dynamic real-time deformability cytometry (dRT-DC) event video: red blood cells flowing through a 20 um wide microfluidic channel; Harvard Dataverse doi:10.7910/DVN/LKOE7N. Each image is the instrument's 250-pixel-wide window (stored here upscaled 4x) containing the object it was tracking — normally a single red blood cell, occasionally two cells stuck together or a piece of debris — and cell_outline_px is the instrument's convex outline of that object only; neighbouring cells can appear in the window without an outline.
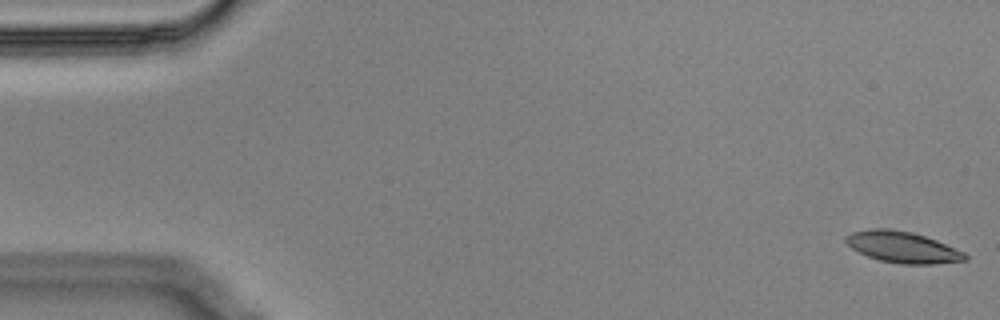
{"species": "Egyptian fruit bat (a non-hibernating species)", "species_latin": "Rousettus aegyptiacus", "temperature_condition": "cold", "stored_images_in_passage": 56, "camera_frame_rate_fps": 3000, "um_per_image_px": 0.085, "animal": {"sex": "male"}, "frame": {"image": 1, "passage_image": 1, "time_ms": 0.0, "image_size_px": [1000, 320], "cell_outline_px": [[968, 260], [932, 264], [900, 264], [880, 260], [868, 256], [852, 248], [844, 240], [844, 236], [852, 232], [872, 228], [888, 228], [912, 232], [936, 240], [964, 252], [968, 256]], "centroid_in_image_um": [76.71, 21.0], "position_along_channel_um": 8.3, "area_um2": 21.62}}
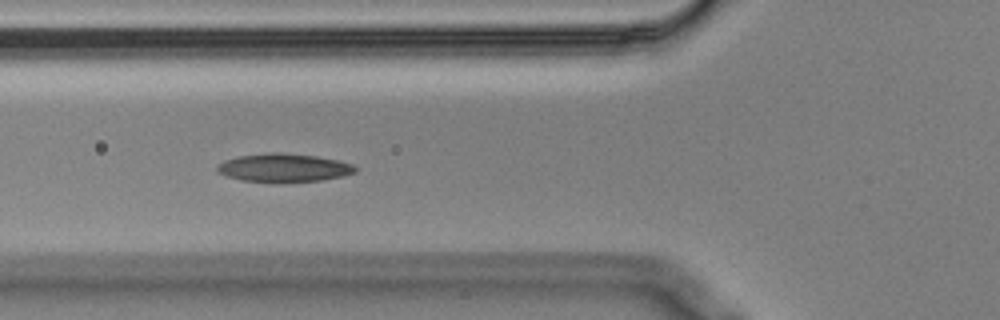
{"frame": {"image": 2, "passage_image": 20, "time_ms": 6.333, "image_size_px": [1000, 320], "cell_outline_px": [[356, 172], [340, 176], [320, 180], [276, 184], [272, 184], [240, 180], [216, 172], [216, 164], [224, 160], [236, 156], [268, 152], [280, 152], [316, 156], [336, 160], [352, 164], [356, 168]], "centroid_in_image_um": [24.02, 14.28], "position_along_channel_um": 101.8, "area_um2": 23.35}}
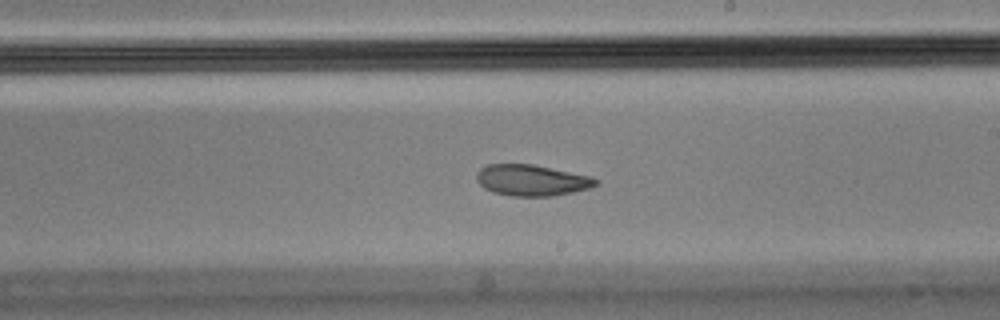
{"frame": {"image": 3, "passage_image": 32, "time_ms": 10.333, "image_size_px": [1000, 320], "cell_outline_px": [[600, 180], [592, 188], [552, 196], [512, 196], [492, 192], [484, 188], [476, 180], [476, 172], [480, 168], [488, 164], [532, 164], [592, 176]], "centroid_in_image_um": [45.2, 15.32], "position_along_channel_um": 243.8, "area_um2": 21.79}, "authors_computed_cell_mechanics": {"area_um2": 22.2241, "velocity_mm_per_s": 3.5474, "shape_relaxation_time_tau1_ms": null, "shape_relaxation_time_tau2_ms": 2.3956, "deformation_change_tau1": null, "deformation_change_tau2": 0.0727}}